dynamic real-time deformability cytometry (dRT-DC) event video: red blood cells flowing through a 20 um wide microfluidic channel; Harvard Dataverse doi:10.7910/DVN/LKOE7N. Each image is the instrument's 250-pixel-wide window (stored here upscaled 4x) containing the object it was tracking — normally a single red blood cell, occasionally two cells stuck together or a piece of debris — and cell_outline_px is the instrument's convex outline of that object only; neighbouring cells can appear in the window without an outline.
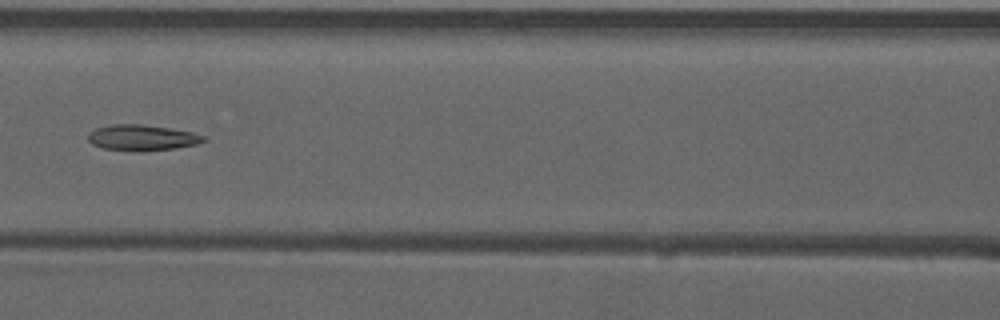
{"species": "common noctule bat (a hibernating species)", "species_latin": "Nyctalus noctula", "temperature_condition": "warm", "stored_images_in_passage": 6, "camera_frame_rate_fps": 3000, "um_per_image_px": 0.085, "animal": {"sex": "male", "forearm_length_mm": 52.5}, "frame": {"image": 1, "passage_image": 5, "time_ms": 1.333, "image_size_px": [1000, 320], "cell_outline_px": [[208, 140], [196, 144], [176, 148], [140, 152], [104, 148], [92, 144], [88, 140], [88, 132], [96, 128], [112, 124], [144, 124], [192, 132], [204, 136]], "centroid_in_image_um": [12.07, 11.7], "position_along_channel_um": 154.5, "area_um2": 17.46}}
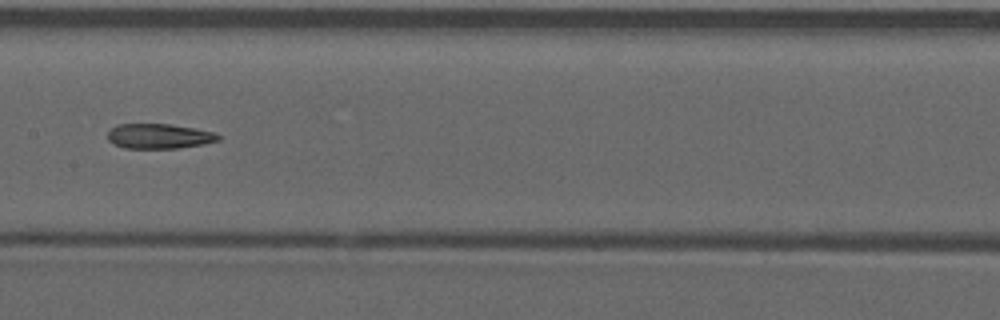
{"frame": {"image": 2, "passage_image": 6, "time_ms": 1.667, "image_size_px": [1000, 320], "cell_outline_px": [[220, 140], [204, 144], [176, 148], [124, 148], [112, 144], [108, 140], [108, 132], [116, 124], [168, 124], [192, 128], [212, 132], [220, 136]], "centroid_in_image_um": [13.47, 11.58], "position_along_channel_um": 193.9, "area_um2": 15.95}}